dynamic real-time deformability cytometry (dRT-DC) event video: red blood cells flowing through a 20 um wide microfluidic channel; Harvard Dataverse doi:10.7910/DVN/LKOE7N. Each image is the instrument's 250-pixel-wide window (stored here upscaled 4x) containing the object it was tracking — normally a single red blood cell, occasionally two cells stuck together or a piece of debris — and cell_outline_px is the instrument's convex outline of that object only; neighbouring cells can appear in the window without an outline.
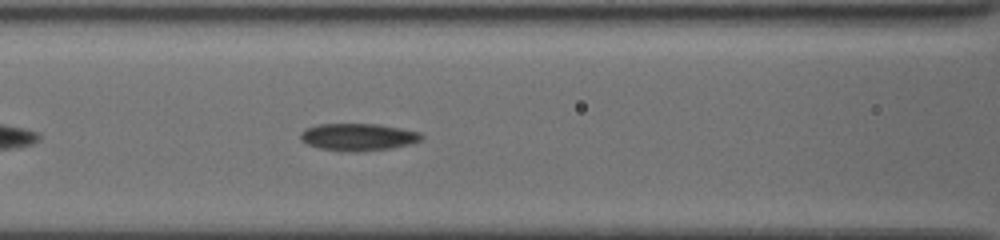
{"species": "common noctule bat (a hibernating species)", "species_latin": "Nyctalus noctula", "temperature_condition": "cold", "stored_images_in_passage": 44, "camera_frame_rate_fps": 3000, "um_per_image_px": 0.085, "animal": {"sex": "female", "body_mass_g": 19.5, "forearm_length_mm": 54.1}, "frame": {"image": 1, "passage_image": 11, "time_ms": 1.667, "image_size_px": [1000, 240], "cell_outline_px": [[424, 136], [420, 140], [412, 144], [364, 152], [348, 152], [320, 148], [308, 144], [300, 140], [300, 132], [304, 128], [316, 124], [376, 124], [400, 128], [420, 132]], "centroid_in_image_um": [30.41, 11.65], "position_along_channel_um": 136.2, "area_um2": 19.36}}
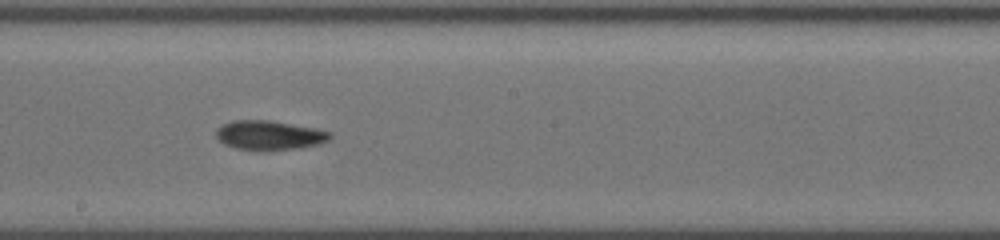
{"frame": {"image": 2, "passage_image": 24, "time_ms": 4.0, "image_size_px": [1000, 240], "cell_outline_px": [[332, 136], [328, 140], [320, 144], [300, 148], [268, 152], [264, 152], [236, 148], [224, 144], [216, 136], [216, 128], [232, 120], [268, 120], [316, 128], [332, 132]], "centroid_in_image_um": [22.91, 11.52], "position_along_channel_um": 225.3, "area_um2": 19.88}}
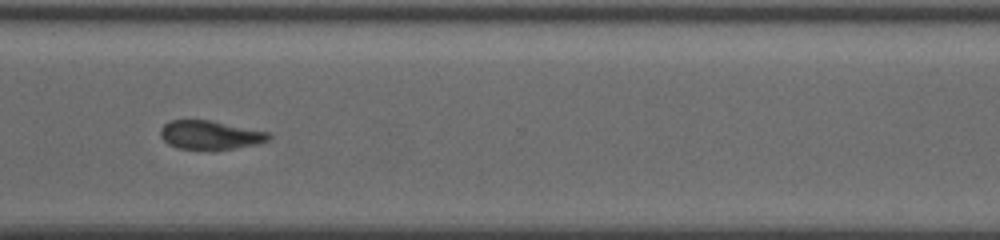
{"frame": {"image": 3, "passage_image": 43, "time_ms": 7.333, "image_size_px": [1000, 240], "cell_outline_px": [[272, 136], [268, 140], [256, 144], [236, 148], [212, 152], [176, 148], [168, 144], [160, 136], [160, 128], [164, 124], [172, 120], [208, 120], [268, 132]], "centroid_in_image_um": [17.82, 11.52], "position_along_channel_um": 352.8, "area_um2": 18.55}}